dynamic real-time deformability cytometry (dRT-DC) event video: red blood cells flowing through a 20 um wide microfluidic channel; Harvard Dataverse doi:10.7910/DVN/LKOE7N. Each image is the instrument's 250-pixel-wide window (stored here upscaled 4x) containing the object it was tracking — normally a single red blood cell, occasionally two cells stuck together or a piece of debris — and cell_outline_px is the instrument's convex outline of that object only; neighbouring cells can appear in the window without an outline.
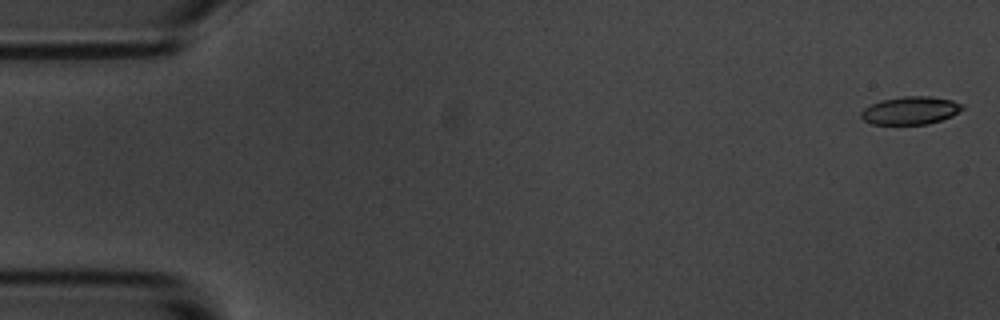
{"species": "common noctule bat (a hibernating species)", "species_latin": "Nyctalus noctula", "temperature_condition": "room temperature", "stored_images_in_passage": 5, "camera_frame_rate_fps": 3000, "um_per_image_px": 0.085, "animal": {"sex": "male", "body_mass_g": 20.1, "forearm_length_mm": 53.5}, "frame": {"image": 1, "passage_image": 1, "time_ms": 0.0, "image_size_px": [1000, 320], "cell_outline_px": [[964, 108], [952, 116], [928, 124], [872, 124], [864, 120], [860, 116], [860, 112], [864, 108], [880, 100], [904, 96], [928, 96], [952, 100], [964, 104]], "centroid_in_image_um": [77.39, 9.39], "position_along_channel_um": 7.6, "area_um2": 16.47}}